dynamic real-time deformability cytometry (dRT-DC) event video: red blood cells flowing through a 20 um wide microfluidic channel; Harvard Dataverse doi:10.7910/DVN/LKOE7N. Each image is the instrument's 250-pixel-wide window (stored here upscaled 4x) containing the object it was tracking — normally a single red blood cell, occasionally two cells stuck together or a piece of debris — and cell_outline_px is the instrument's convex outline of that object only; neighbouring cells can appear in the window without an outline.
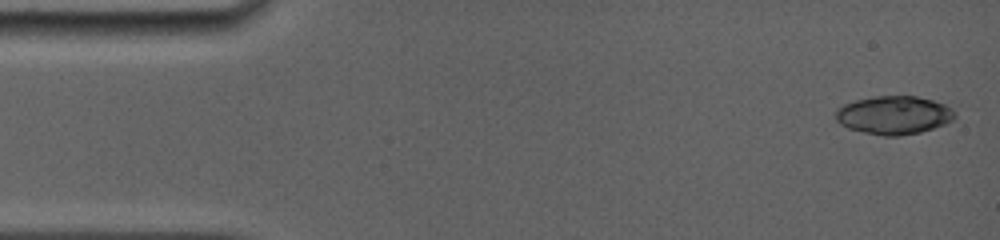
{"species": "common noctule bat (a hibernating species)", "species_latin": "Nyctalus noctula", "temperature_condition": "room temperature", "stored_images_in_passage": 13, "camera_frame_rate_fps": 5000, "um_per_image_px": 0.085, "animal": {"sex": "female", "body_mass_g": 19.0, "forearm_length_mm": 56.7}, "frame": {"image": 1, "passage_image": 1, "time_ms": 0.0, "image_size_px": [1000, 240], "cell_outline_px": [[956, 116], [952, 120], [944, 124], [920, 132], [900, 136], [884, 136], [864, 132], [848, 128], [840, 124], [836, 120], [836, 108], [844, 104], [856, 100], [876, 96], [916, 96], [932, 100], [944, 104], [952, 108], [956, 112]], "centroid_in_image_um": [75.98, 9.78], "position_along_channel_um": 9.0, "area_um2": 26.59}}
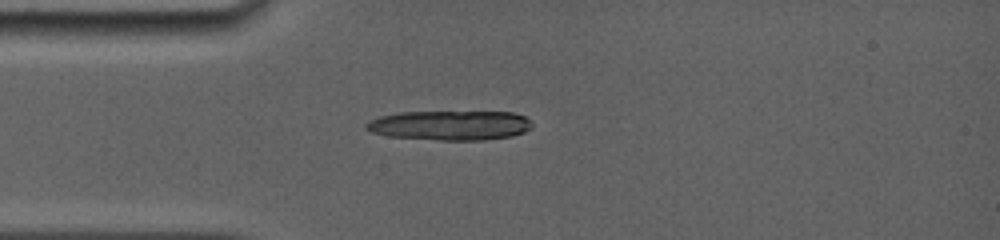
{"frame": {"image": 2, "passage_image": 13, "time_ms": 3.6, "image_size_px": [1000, 240], "cell_outline_px": [[532, 128], [524, 132], [512, 136], [484, 140], [440, 140], [388, 136], [372, 132], [364, 128], [364, 124], [380, 116], [396, 112], [512, 112], [524, 116], [532, 124]], "centroid_in_image_um": [38.25, 10.65], "position_along_channel_um": 46.8, "area_um2": 28.67}}